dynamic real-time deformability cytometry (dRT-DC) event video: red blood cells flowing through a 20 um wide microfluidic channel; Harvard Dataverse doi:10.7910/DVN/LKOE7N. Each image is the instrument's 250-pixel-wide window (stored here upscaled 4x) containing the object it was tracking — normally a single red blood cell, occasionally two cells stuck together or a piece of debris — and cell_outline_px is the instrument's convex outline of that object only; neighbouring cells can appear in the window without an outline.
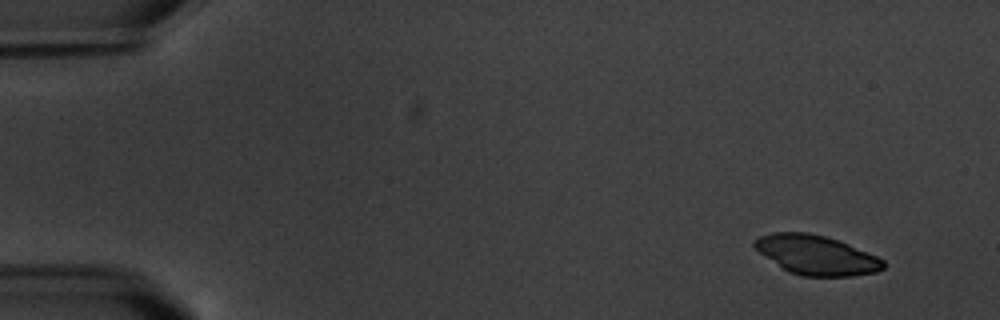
{"species": "common noctule bat (a hibernating species)", "species_latin": "Nyctalus noctula", "temperature_condition": "warm", "stored_images_in_passage": 5, "camera_frame_rate_fps": 3000, "um_per_image_px": 0.085, "animal": {"sex": "male", "body_mass_g": 20.1, "forearm_length_mm": 53.5}, "frame": {"image": 1, "passage_image": 1, "time_ms": 0.0, "image_size_px": [1000, 320], "cell_outline_px": [[884, 268], [876, 272], [852, 276], [800, 276], [788, 272], [760, 252], [752, 244], [760, 236], [772, 232], [808, 232], [824, 236], [848, 244], [876, 256], [884, 260]], "centroid_in_image_um": [69.39, 21.68], "position_along_channel_um": 15.6, "area_um2": 29.25}}